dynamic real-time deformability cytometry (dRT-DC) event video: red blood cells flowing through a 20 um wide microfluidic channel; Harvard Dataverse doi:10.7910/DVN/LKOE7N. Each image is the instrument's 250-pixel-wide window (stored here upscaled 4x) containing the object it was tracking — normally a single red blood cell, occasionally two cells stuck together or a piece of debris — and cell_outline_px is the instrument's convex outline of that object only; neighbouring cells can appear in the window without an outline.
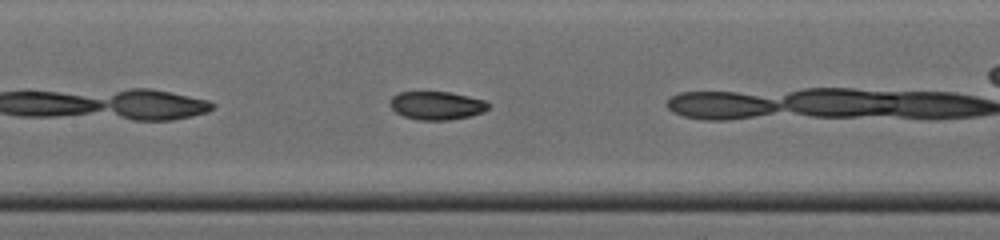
{"species": "common noctule bat (a hibernating species)", "species_latin": "Nyctalus noctula", "temperature_condition": "cold", "stored_images_in_passage": 11, "camera_frame_rate_fps": 3000, "um_per_image_px": 0.085, "animal": {"sex": "male", "body_mass_g": 19.0, "forearm_length_mm": 50.8}, "frame": {"image": 1, "passage_image": 9, "time_ms": 2.667, "image_size_px": [1000, 240], "cell_outline_px": [[488, 108], [484, 112], [468, 116], [448, 120], [416, 120], [404, 116], [396, 112], [388, 104], [388, 100], [392, 96], [400, 92], [448, 92], [468, 96], [484, 100], [488, 104]], "centroid_in_image_um": [37.07, 8.97], "position_along_channel_um": 170.3, "area_um2": 16.18}}